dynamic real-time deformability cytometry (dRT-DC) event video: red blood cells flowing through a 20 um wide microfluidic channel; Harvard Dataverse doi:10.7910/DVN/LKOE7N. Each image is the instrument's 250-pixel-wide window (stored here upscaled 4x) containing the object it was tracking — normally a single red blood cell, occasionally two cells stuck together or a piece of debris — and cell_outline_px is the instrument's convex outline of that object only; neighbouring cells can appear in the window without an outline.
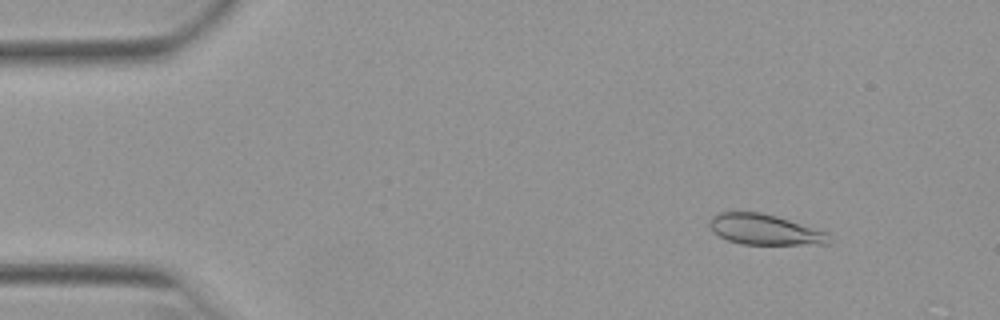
{"species": "Egyptian fruit bat (a non-hibernating species)", "species_latin": "Rousettus aegyptiacus", "temperature_condition": "warm", "stored_images_in_passage": 47, "camera_frame_rate_fps": 3000, "um_per_image_px": 0.085, "animal": {"sex": "female"}, "frame": {"image": 1, "passage_image": 6, "time_ms": 1.667, "image_size_px": [1000, 320], "cell_outline_px": [[832, 240], [828, 244], [740, 244], [728, 240], [712, 232], [708, 224], [708, 220], [712, 216], [720, 212], [760, 212], [776, 216], [824, 232]], "centroid_in_image_um": [64.91, 19.51], "position_along_channel_um": 20.1, "area_um2": 20.98}}
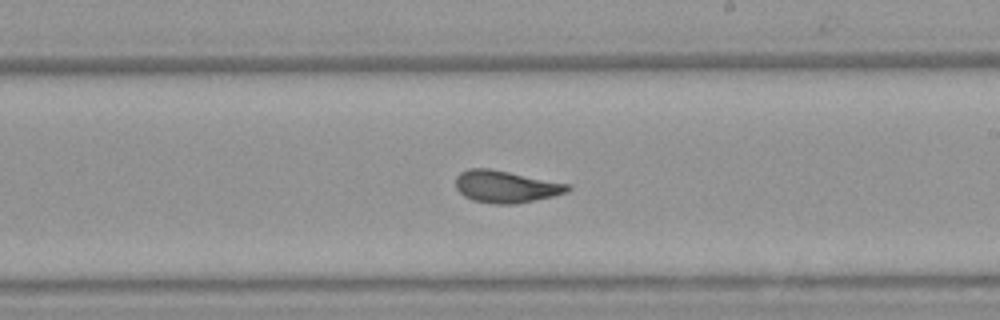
{"frame": {"image": 2, "passage_image": 30, "time_ms": 9.667, "image_size_px": [1000, 320], "cell_outline_px": [[572, 188], [568, 192], [552, 196], [516, 204], [492, 204], [472, 200], [464, 196], [456, 188], [456, 176], [460, 172], [468, 168], [488, 168], [572, 184]], "centroid_in_image_um": [43.01, 15.86], "position_along_channel_um": 246.0, "area_um2": 21.1}}
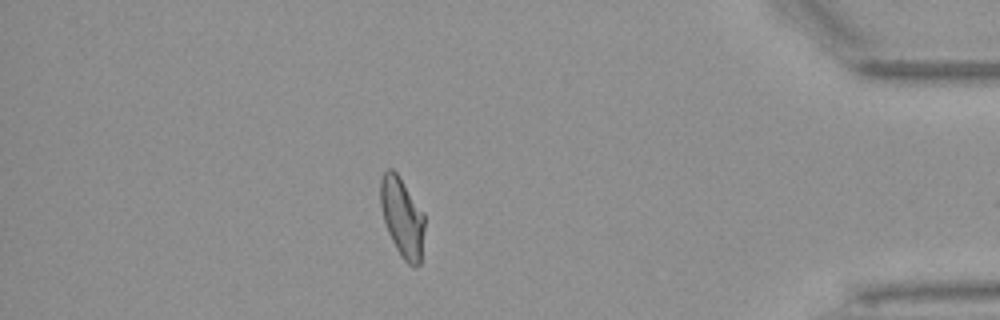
{"frame": {"image": 3, "passage_image": 45, "time_ms": 14.667, "image_size_px": [1000, 320], "cell_outline_px": [[424, 228], [420, 264], [416, 268], [412, 268], [404, 260], [396, 248], [388, 232], [384, 220], [380, 204], [380, 180], [384, 172], [388, 168], [392, 168], [396, 172], [424, 212]], "centroid_in_image_um": [34.19, 18.48], "position_along_channel_um": 401.0, "area_um2": 20.4}, "authors_computed_cell_mechanics": {"area_um2": 20.9236, "velocity_mm_per_s": 3.9439, "shape_relaxation_time_tau1_ms": 5.5684, "shape_relaxation_time_tau2_ms": 0.7329, "deformation_change_tau1": 0.1795, "deformation_change_tau2": 0.0738}}